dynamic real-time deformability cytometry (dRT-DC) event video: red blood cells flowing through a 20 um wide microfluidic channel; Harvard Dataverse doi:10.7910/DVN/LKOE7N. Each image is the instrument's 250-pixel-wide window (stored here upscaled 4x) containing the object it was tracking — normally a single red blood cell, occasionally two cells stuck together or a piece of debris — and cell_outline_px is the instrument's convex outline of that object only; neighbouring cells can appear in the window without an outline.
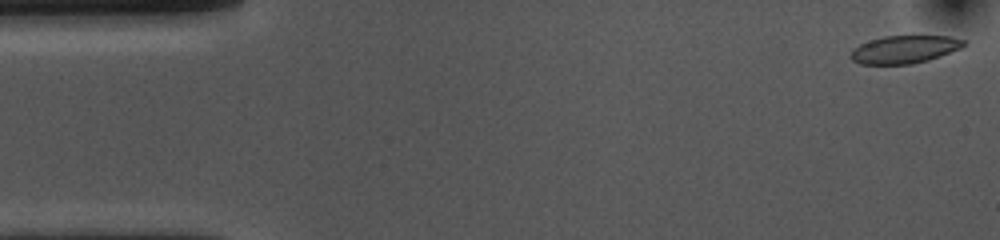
{"species": "common noctule bat (a hibernating species)", "species_latin": "Nyctalus noctula", "temperature_condition": "cold", "stored_images_in_passage": 53, "camera_frame_rate_fps": 3000, "um_per_image_px": 0.085, "animal": {"sex": "female", "body_mass_g": 10.0, "forearm_length_mm": 53.1}, "frame": {"image": 1, "passage_image": 1, "time_ms": 0.0, "image_size_px": [1000, 240], "cell_outline_px": [[964, 44], [960, 48], [940, 56], [928, 60], [912, 64], [860, 64], [852, 60], [848, 56], [860, 44], [884, 36], [948, 36], [964, 40]], "centroid_in_image_um": [76.86, 4.21], "position_along_channel_um": 8.1, "area_um2": 18.03}}
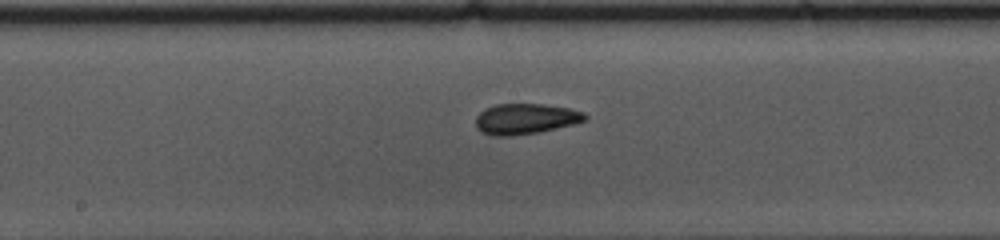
{"frame": {"image": 2, "passage_image": 26, "time_ms": 8.333, "image_size_px": [1000, 240], "cell_outline_px": [[588, 120], [576, 124], [540, 132], [512, 136], [492, 136], [480, 132], [476, 128], [476, 116], [480, 112], [496, 104], [544, 104], [568, 108], [584, 112], [588, 116]], "centroid_in_image_um": [44.69, 10.12], "position_along_channel_um": 203.5, "area_um2": 19.77}}
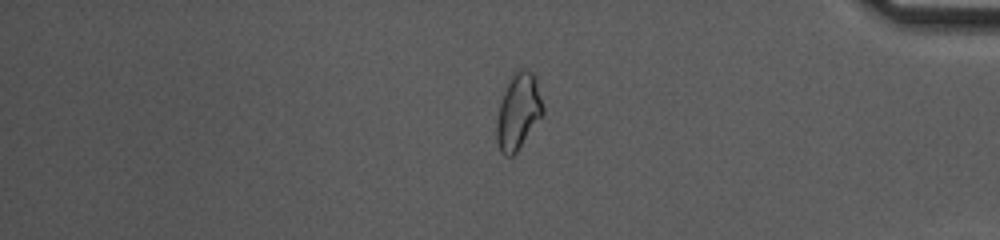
{"frame": {"image": 3, "passage_image": 44, "time_ms": 14.333, "image_size_px": [1000, 240], "cell_outline_px": [[544, 116], [516, 152], [512, 156], [504, 156], [500, 152], [496, 140], [496, 120], [500, 104], [504, 92], [512, 72], [520, 68], [524, 68], [532, 72], [536, 76], [544, 108]], "centroid_in_image_um": [44.07, 9.47], "position_along_channel_um": 391.1, "area_um2": 20.92}, "authors_computed_cell_mechanics": {"area_um2": 19.4208, "velocity_mm_per_s": 3.6477, "shape_relaxation_time_tau1_ms": 10.1856, "shape_relaxation_time_tau2_ms": 2.7816, "deformation_change_tau1": 0.157, "deformation_change_tau2": 0.0887}}